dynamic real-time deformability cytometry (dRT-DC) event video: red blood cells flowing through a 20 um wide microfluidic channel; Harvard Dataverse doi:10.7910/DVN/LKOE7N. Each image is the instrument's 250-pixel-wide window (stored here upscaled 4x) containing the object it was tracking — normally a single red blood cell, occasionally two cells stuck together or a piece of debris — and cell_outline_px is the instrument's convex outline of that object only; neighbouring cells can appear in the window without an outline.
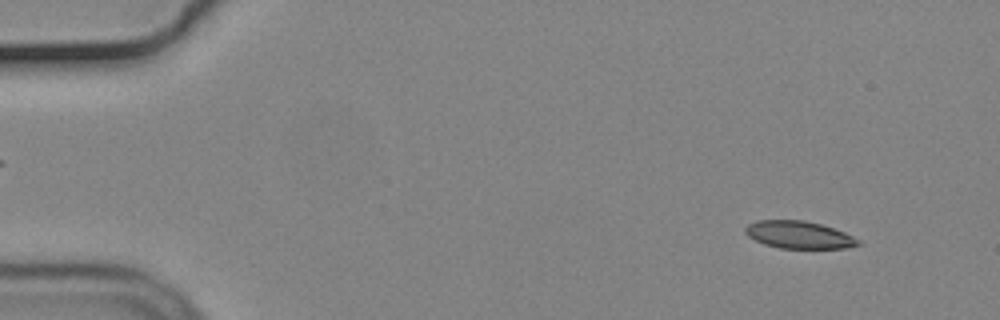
{"species": "common noctule bat (a hibernating species)", "species_latin": "Nyctalus noctula", "temperature_condition": "cold", "stored_images_in_passage": 56, "camera_frame_rate_fps": 3000, "um_per_image_px": 0.085, "animal": {"sex": "male", "body_mass_g": 19.2, "forearm_length_mm": 51.8}, "frame": {"image": 1, "passage_image": 6, "time_ms": 1.667, "image_size_px": [1000, 320], "cell_outline_px": [[860, 244], [844, 248], [780, 248], [764, 244], [748, 236], [744, 232], [744, 228], [748, 224], [756, 220], [804, 220], [820, 224], [844, 232], [860, 240]], "centroid_in_image_um": [67.87, 19.95], "position_along_channel_um": 17.1, "area_um2": 17.92}}
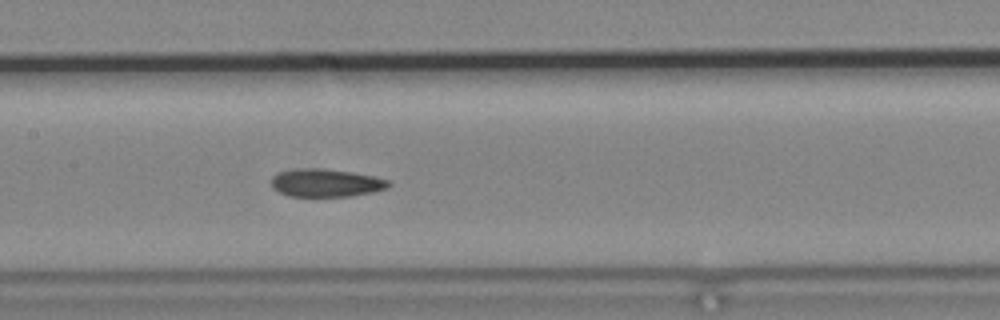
{"frame": {"image": 2, "passage_image": 28, "time_ms": 9.0, "image_size_px": [1000, 320], "cell_outline_px": [[392, 184], [388, 188], [372, 192], [348, 196], [288, 196], [272, 188], [272, 176], [276, 172], [300, 168], [316, 168], [352, 172], [372, 176], [388, 180]], "centroid_in_image_um": [27.68, 15.54], "position_along_channel_um": 179.7, "area_um2": 19.02}}
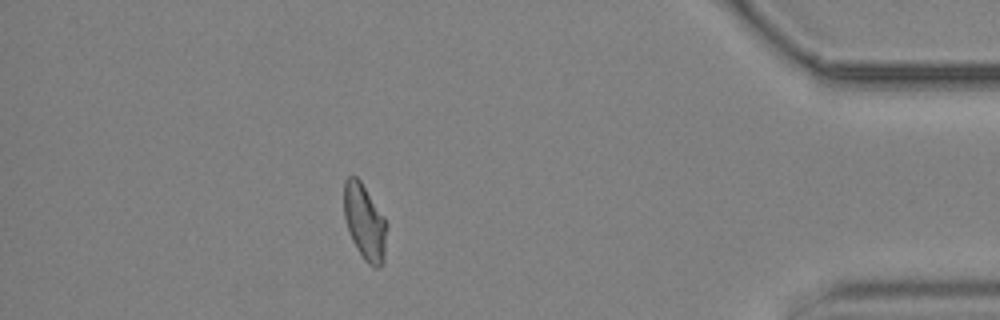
{"frame": {"image": 3, "passage_image": 50, "time_ms": 16.333, "image_size_px": [1000, 320], "cell_outline_px": [[388, 224], [384, 264], [376, 268], [368, 264], [364, 260], [356, 248], [352, 240], [344, 216], [344, 180], [348, 176], [356, 176], [360, 180], [384, 216]], "centroid_in_image_um": [31.02, 18.9], "position_along_channel_um": 404.2, "area_um2": 19.13}, "authors_computed_cell_mechanics": {"area_um2": 19.1029, "velocity_mm_per_s": 3.6884, "shape_relaxation_time_tau1_ms": null, "shape_relaxation_time_tau2_ms": 4.9516, "deformation_change_tau1": null, "deformation_change_tau2": 0.1098}}